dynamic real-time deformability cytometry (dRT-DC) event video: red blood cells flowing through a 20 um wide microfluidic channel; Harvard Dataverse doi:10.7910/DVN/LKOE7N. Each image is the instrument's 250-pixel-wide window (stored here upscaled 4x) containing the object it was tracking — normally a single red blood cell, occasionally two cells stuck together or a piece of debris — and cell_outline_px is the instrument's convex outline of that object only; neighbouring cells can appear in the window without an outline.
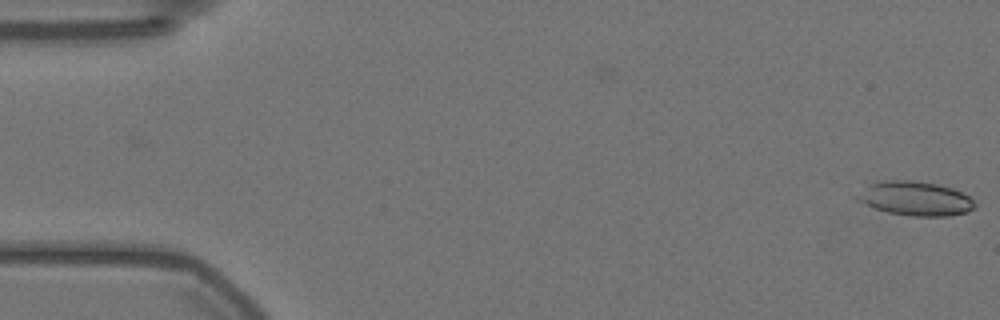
{"species": "Egyptian fruit bat (a non-hibernating species)", "species_latin": "Rousettus aegyptiacus", "temperature_condition": "warm", "stored_images_in_passage": 57, "camera_frame_rate_fps": 3000, "um_per_image_px": 0.085, "animal": {"sex": "female"}, "frame": {"image": 1, "passage_image": 1, "time_ms": 0.0, "image_size_px": [1000, 320], "cell_outline_px": [[976, 208], [968, 212], [948, 216], [912, 216], [888, 212], [876, 208], [856, 200], [856, 196], [868, 184], [876, 180], [912, 180], [936, 184], [952, 188], [968, 196], [976, 204]], "centroid_in_image_um": [77.8, 16.87], "position_along_channel_um": 7.2, "area_um2": 23.41}}
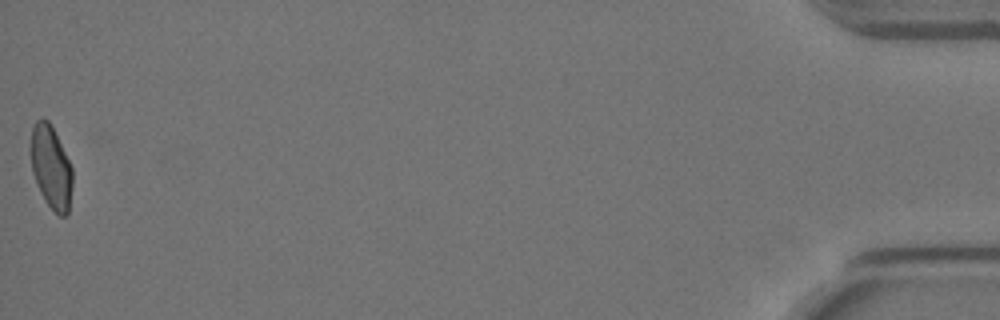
{"frame": {"image": 2, "passage_image": 57, "time_ms": 18.667, "image_size_px": [1000, 320], "cell_outline_px": [[72, 188], [68, 212], [64, 216], [60, 216], [44, 200], [36, 184], [32, 172], [32, 128], [36, 120], [44, 116], [48, 120], [72, 168]], "centroid_in_image_um": [4.34, 14.23], "position_along_channel_um": 430.9, "area_um2": 19.71}}